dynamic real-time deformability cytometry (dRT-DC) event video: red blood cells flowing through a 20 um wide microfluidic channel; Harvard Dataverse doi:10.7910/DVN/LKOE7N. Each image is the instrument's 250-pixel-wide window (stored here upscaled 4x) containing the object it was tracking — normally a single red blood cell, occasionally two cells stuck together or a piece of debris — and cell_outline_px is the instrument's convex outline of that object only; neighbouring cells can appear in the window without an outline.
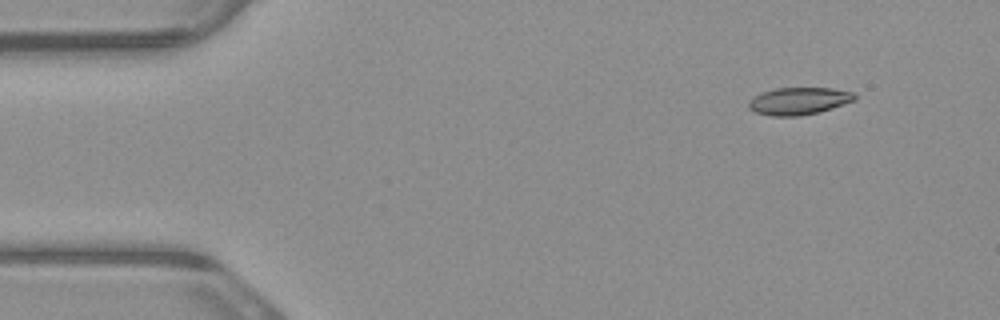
{"species": "common noctule bat (a hibernating species)", "species_latin": "Nyctalus noctula", "temperature_condition": "warm", "stored_images_in_passage": 5, "camera_frame_rate_fps": 3000, "um_per_image_px": 0.085, "animal": {"sex": "male", "body_mass_g": 23.1, "forearm_length_mm": 52.7}, "frame": {"image": 1, "passage_image": 2, "time_ms": 0.333, "image_size_px": [1000, 320], "cell_outline_px": [[856, 100], [820, 112], [800, 116], [772, 116], [756, 112], [748, 108], [748, 100], [752, 96], [776, 88], [832, 88], [852, 92], [856, 96]], "centroid_in_image_um": [67.89, 8.59], "position_along_channel_um": 17.1, "area_um2": 16.94}}
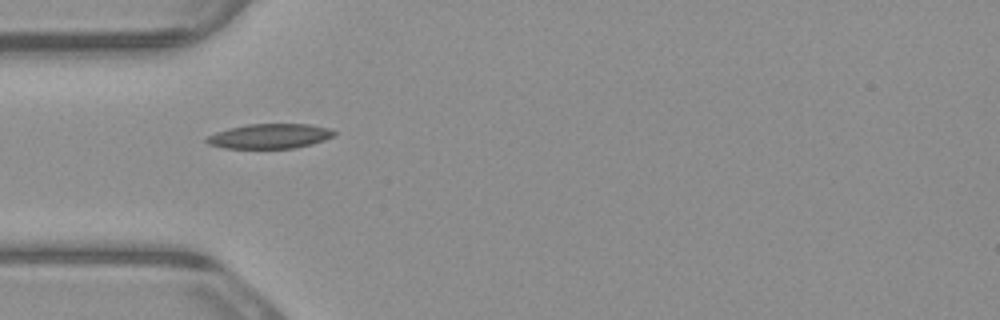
{"frame": {"image": 2, "passage_image": 5, "time_ms": 1.333, "image_size_px": [1000, 320], "cell_outline_px": [[336, 136], [312, 144], [292, 148], [224, 148], [208, 144], [204, 140], [208, 136], [216, 132], [228, 128], [248, 124], [308, 124], [328, 128], [336, 132]], "centroid_in_image_um": [22.93, 11.57], "position_along_channel_um": 62.1, "area_um2": 18.38}}